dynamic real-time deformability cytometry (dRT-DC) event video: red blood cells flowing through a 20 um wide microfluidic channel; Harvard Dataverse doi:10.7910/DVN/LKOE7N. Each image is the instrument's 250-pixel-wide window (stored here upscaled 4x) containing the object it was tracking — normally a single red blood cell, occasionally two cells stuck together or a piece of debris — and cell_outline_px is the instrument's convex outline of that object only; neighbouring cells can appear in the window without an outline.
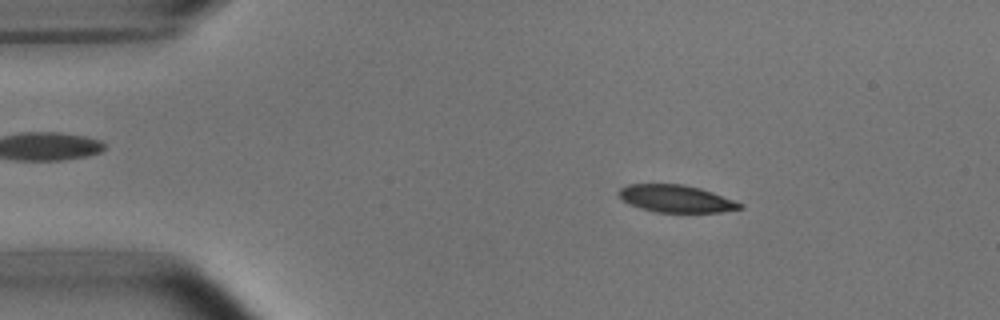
{"species": "common noctule bat (a hibernating species)", "species_latin": "Nyctalus noctula", "temperature_condition": "room temperature", "stored_images_in_passage": 52, "camera_frame_rate_fps": 3000, "um_per_image_px": 0.085, "animal": {"sex": "male", "body_mass_g": 15.6}, "frame": {"image": 1, "passage_image": 8, "time_ms": 2.333, "image_size_px": [1000, 320], "cell_outline_px": [[744, 208], [720, 212], [656, 212], [640, 208], [624, 200], [616, 192], [620, 188], [628, 184], [684, 184], [700, 188], [712, 192], [744, 204]], "centroid_in_image_um": [57.48, 16.88], "position_along_channel_um": 27.5, "area_um2": 19.19}}
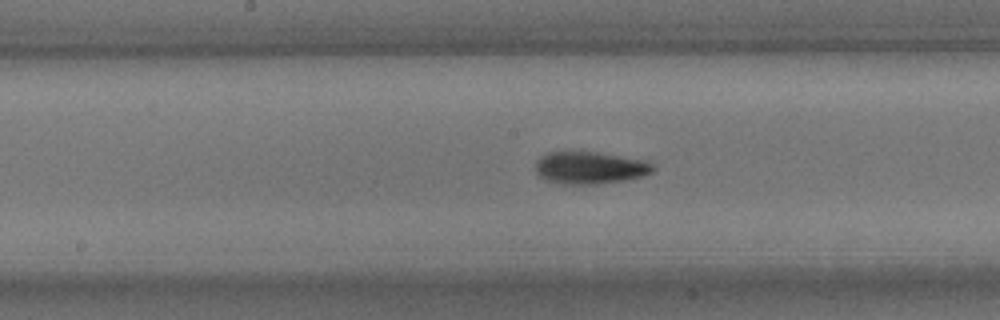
{"frame": {"image": 2, "passage_image": 26, "time_ms": 8.333, "image_size_px": [1000, 320], "cell_outline_px": [[656, 168], [652, 172], [644, 176], [624, 180], [596, 184], [560, 184], [544, 180], [536, 172], [536, 160], [540, 156], [548, 152], [596, 152], [648, 160]], "centroid_in_image_um": [50.15, 14.26], "position_along_channel_um": 198.0, "area_um2": 22.31}}
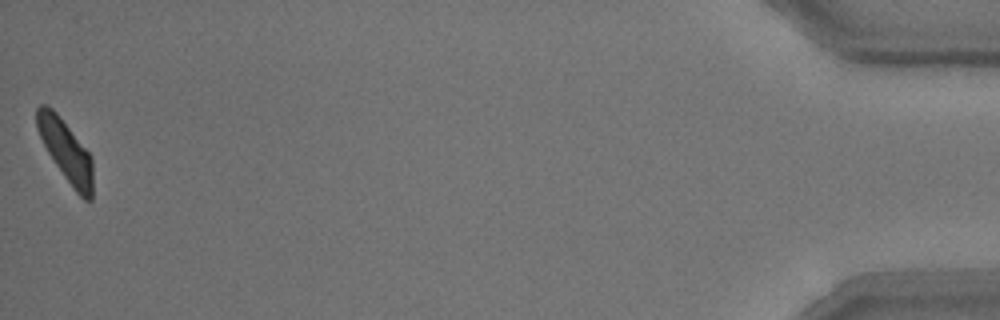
{"frame": {"image": 3, "passage_image": 52, "time_ms": 17.0, "image_size_px": [1000, 320], "cell_outline_px": [[92, 200], [84, 200], [76, 192], [64, 176], [48, 152], [36, 128], [36, 108], [40, 104], [44, 104], [52, 108], [56, 112], [92, 156]], "centroid_in_image_um": [5.59, 12.81], "position_along_channel_um": 429.6, "area_um2": 19.71}, "authors_computed_cell_mechanics": {"area_um2": 20.8658, "velocity_mm_per_s": 3.7624, "shape_relaxation_time_tau1_ms": 3.0585, "shape_relaxation_time_tau2_ms": 4.3444, "deformation_change_tau1": 0.151, "deformation_change_tau2": 0.0999}}